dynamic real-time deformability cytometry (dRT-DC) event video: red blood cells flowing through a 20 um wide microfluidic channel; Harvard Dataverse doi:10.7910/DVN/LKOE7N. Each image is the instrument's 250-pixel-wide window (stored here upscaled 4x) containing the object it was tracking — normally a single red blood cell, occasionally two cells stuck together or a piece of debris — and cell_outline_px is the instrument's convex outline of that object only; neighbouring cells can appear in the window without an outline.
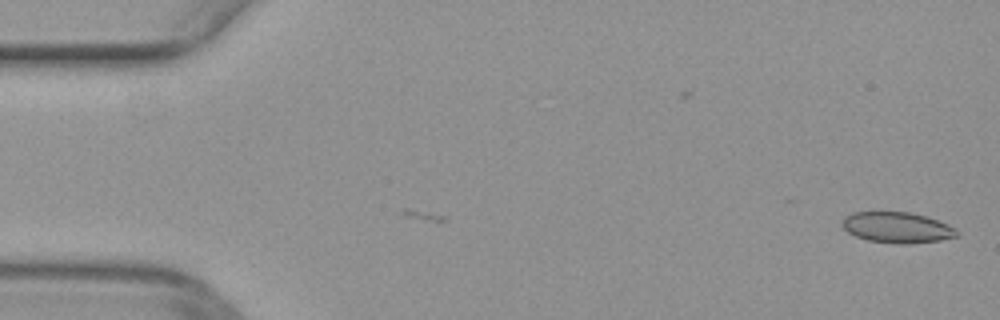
{"species": "common noctule bat (a hibernating species)", "species_latin": "Nyctalus noctula", "temperature_condition": "warm", "stored_images_in_passage": 7, "camera_frame_rate_fps": 3000, "um_per_image_px": 0.085, "animal": {"sex": "female", "body_mass_g": 29.2, "forearm_length_mm": 56.3}, "frame": {"image": 1, "passage_image": 7, "time_ms": 2.0, "image_size_px": [1000, 320], "cell_outline_px": [[960, 236], [940, 240], [908, 244], [896, 244], [868, 240], [856, 236], [848, 232], [840, 224], [844, 216], [852, 212], [908, 212], [924, 216], [948, 224], [956, 228], [960, 232]], "centroid_in_image_um": [76.26, 19.34], "position_along_channel_um": 8.7, "area_um2": 20.69}}